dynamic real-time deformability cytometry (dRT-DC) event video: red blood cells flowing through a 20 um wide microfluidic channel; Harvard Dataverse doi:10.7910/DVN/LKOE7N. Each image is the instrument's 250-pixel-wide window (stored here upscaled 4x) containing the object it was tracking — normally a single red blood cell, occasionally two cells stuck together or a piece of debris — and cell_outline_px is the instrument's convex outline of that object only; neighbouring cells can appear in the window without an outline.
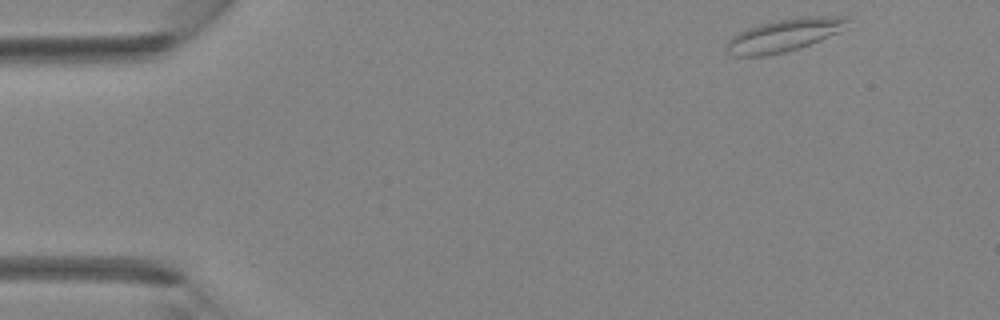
{"species": "Egyptian fruit bat (a non-hibernating species)", "species_latin": "Rousettus aegyptiacus", "temperature_condition": "room temperature", "stored_images_in_passage": 37, "camera_frame_rate_fps": 3000, "um_per_image_px": 0.085, "animal": {"sex": "female"}, "frame": {"image": 1, "passage_image": 1, "time_ms": 0.0, "image_size_px": [1000, 320], "cell_outline_px": [[848, 20], [836, 32], [820, 40], [784, 52], [764, 56], [736, 56], [728, 52], [728, 40], [732, 36], [744, 28], [776, 20], [800, 16], [848, 16]], "centroid_in_image_um": [66.58, 2.97], "position_along_channel_um": 18.4, "area_um2": 22.54}}
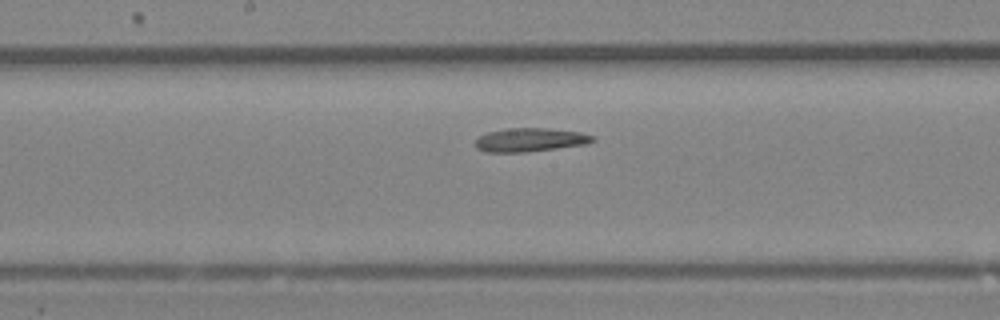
{"frame": {"image": 2, "passage_image": 18, "time_ms": 5.667, "image_size_px": [1000, 320], "cell_outline_px": [[596, 140], [584, 144], [556, 148], [524, 152], [484, 152], [476, 148], [476, 140], [480, 136], [488, 132], [504, 128], [548, 128], [580, 132], [592, 136]], "centroid_in_image_um": [45.02, 11.88], "position_along_channel_um": 203.2, "area_um2": 16.01}}
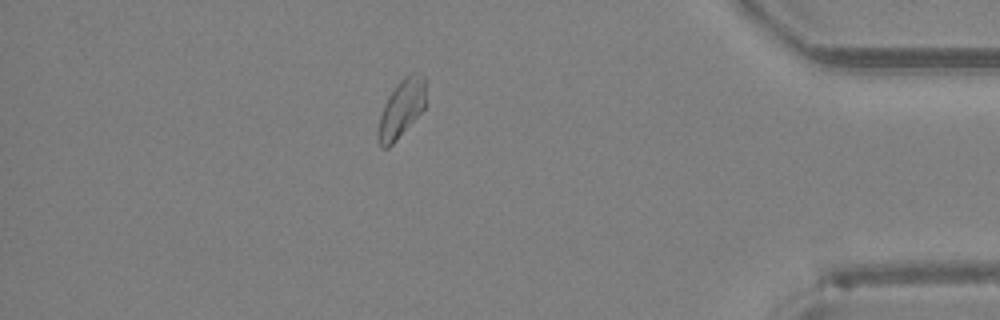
{"frame": {"image": 3, "passage_image": 32, "time_ms": 10.333, "image_size_px": [1000, 320], "cell_outline_px": [[428, 80], [424, 108], [396, 140], [388, 148], [380, 148], [376, 136], [376, 132], [380, 116], [384, 104], [388, 96], [396, 84], [404, 76], [412, 72], [424, 76]], "centroid_in_image_um": [34.12, 9.2], "position_along_channel_um": 401.1, "area_um2": 16.36}}